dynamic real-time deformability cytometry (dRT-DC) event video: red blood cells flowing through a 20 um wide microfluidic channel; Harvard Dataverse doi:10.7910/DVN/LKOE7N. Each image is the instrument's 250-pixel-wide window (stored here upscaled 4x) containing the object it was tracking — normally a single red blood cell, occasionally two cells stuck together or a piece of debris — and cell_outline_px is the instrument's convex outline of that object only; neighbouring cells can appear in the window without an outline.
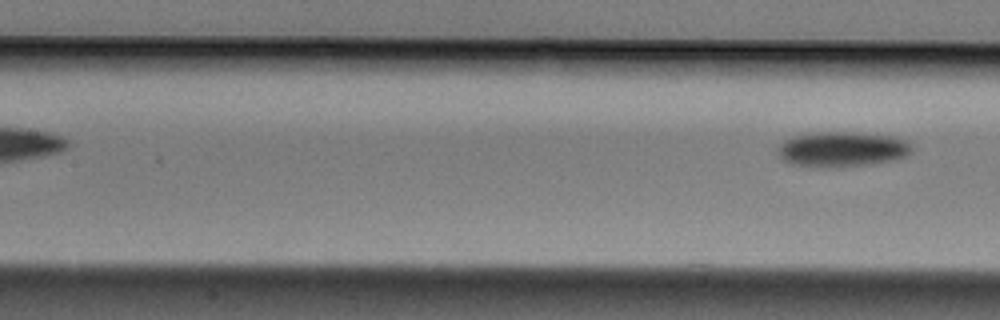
{"species": "Egyptian fruit bat (a non-hibernating species)", "species_latin": "Rousettus aegyptiacus", "temperature_condition": "cold", "stored_images_in_passage": 6, "segment_of_instrument_passage": [2, 2], "camera_frame_rate_fps": 3000, "um_per_image_px": 0.085, "animal": {"sex": "male"}, "frame": {"image": 1, "passage_image": 6, "time_ms": 1.667, "image_size_px": [1000, 320], "cell_outline_px": [[912, 152], [908, 156], [896, 160], [868, 164], [836, 168], [824, 168], [792, 164], [784, 160], [780, 156], [780, 144], [784, 140], [796, 136], [816, 132], [852, 132], [896, 136], [904, 140], [912, 148]], "centroid_in_image_um": [71.63, 12.69], "position_along_channel_um": 135.8, "area_um2": 27.51}}